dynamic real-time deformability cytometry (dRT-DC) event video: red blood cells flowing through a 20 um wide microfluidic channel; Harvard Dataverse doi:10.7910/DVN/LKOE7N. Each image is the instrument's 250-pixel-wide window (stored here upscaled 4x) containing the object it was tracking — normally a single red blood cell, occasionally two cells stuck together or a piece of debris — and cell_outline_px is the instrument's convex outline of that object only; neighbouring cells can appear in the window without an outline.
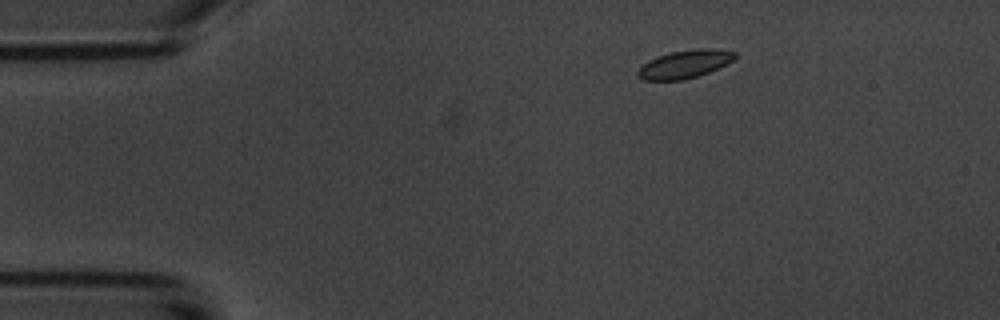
{"species": "common noctule bat (a hibernating species)", "species_latin": "Nyctalus noctula", "temperature_condition": "room temperature", "stored_images_in_passage": 5, "segment_of_instrument_passage": [1, 2], "camera_frame_rate_fps": 3000, "um_per_image_px": 0.085, "animal": {"sex": "male", "body_mass_g": 20.1, "forearm_length_mm": 53.5}, "frame": {"image": 1, "passage_image": 2, "time_ms": 1.333, "image_size_px": [1000, 320], "cell_outline_px": [[736, 56], [732, 60], [708, 72], [684, 80], [644, 80], [636, 76], [636, 72], [648, 60], [656, 56], [672, 52], [692, 48], [720, 48], [736, 52]], "centroid_in_image_um": [58.18, 5.43], "position_along_channel_um": 26.8, "area_um2": 15.9}}